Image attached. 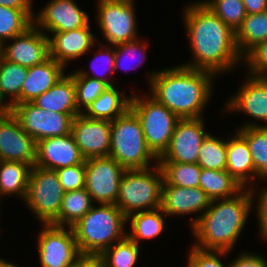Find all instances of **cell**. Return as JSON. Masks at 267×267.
<instances>
[{"label": "cell", "mask_w": 267, "mask_h": 267, "mask_svg": "<svg viewBox=\"0 0 267 267\" xmlns=\"http://www.w3.org/2000/svg\"><path fill=\"white\" fill-rule=\"evenodd\" d=\"M183 9L193 61L181 65L217 76L243 63L235 43V32L216 14L201 1L191 2Z\"/></svg>", "instance_id": "1"}, {"label": "cell", "mask_w": 267, "mask_h": 267, "mask_svg": "<svg viewBox=\"0 0 267 267\" xmlns=\"http://www.w3.org/2000/svg\"><path fill=\"white\" fill-rule=\"evenodd\" d=\"M215 75L183 65L148 74L149 95L180 119L204 117Z\"/></svg>", "instance_id": "2"}, {"label": "cell", "mask_w": 267, "mask_h": 267, "mask_svg": "<svg viewBox=\"0 0 267 267\" xmlns=\"http://www.w3.org/2000/svg\"><path fill=\"white\" fill-rule=\"evenodd\" d=\"M254 196L256 190L244 188L231 198L212 200L202 215L190 219L196 239L192 245L202 250L232 252L247 224L250 210L255 208Z\"/></svg>", "instance_id": "3"}, {"label": "cell", "mask_w": 267, "mask_h": 267, "mask_svg": "<svg viewBox=\"0 0 267 267\" xmlns=\"http://www.w3.org/2000/svg\"><path fill=\"white\" fill-rule=\"evenodd\" d=\"M127 217L115 204H95L72 226L81 254H98L126 236Z\"/></svg>", "instance_id": "4"}, {"label": "cell", "mask_w": 267, "mask_h": 267, "mask_svg": "<svg viewBox=\"0 0 267 267\" xmlns=\"http://www.w3.org/2000/svg\"><path fill=\"white\" fill-rule=\"evenodd\" d=\"M111 122L109 157L125 170L147 169L158 159L147 147L140 120L129 108Z\"/></svg>", "instance_id": "5"}, {"label": "cell", "mask_w": 267, "mask_h": 267, "mask_svg": "<svg viewBox=\"0 0 267 267\" xmlns=\"http://www.w3.org/2000/svg\"><path fill=\"white\" fill-rule=\"evenodd\" d=\"M164 178L158 163L147 169L125 170L115 205L129 215L160 208Z\"/></svg>", "instance_id": "6"}, {"label": "cell", "mask_w": 267, "mask_h": 267, "mask_svg": "<svg viewBox=\"0 0 267 267\" xmlns=\"http://www.w3.org/2000/svg\"><path fill=\"white\" fill-rule=\"evenodd\" d=\"M130 109L140 120L147 147L159 159L167 150L180 118L150 95H131Z\"/></svg>", "instance_id": "7"}, {"label": "cell", "mask_w": 267, "mask_h": 267, "mask_svg": "<svg viewBox=\"0 0 267 267\" xmlns=\"http://www.w3.org/2000/svg\"><path fill=\"white\" fill-rule=\"evenodd\" d=\"M64 194L55 170L32 167L24 202L41 224H51L59 216Z\"/></svg>", "instance_id": "8"}, {"label": "cell", "mask_w": 267, "mask_h": 267, "mask_svg": "<svg viewBox=\"0 0 267 267\" xmlns=\"http://www.w3.org/2000/svg\"><path fill=\"white\" fill-rule=\"evenodd\" d=\"M134 3L133 0H98L96 23L108 45L139 38Z\"/></svg>", "instance_id": "9"}, {"label": "cell", "mask_w": 267, "mask_h": 267, "mask_svg": "<svg viewBox=\"0 0 267 267\" xmlns=\"http://www.w3.org/2000/svg\"><path fill=\"white\" fill-rule=\"evenodd\" d=\"M11 113L36 142L71 134L74 119L71 114L45 111L33 102L12 105Z\"/></svg>", "instance_id": "10"}, {"label": "cell", "mask_w": 267, "mask_h": 267, "mask_svg": "<svg viewBox=\"0 0 267 267\" xmlns=\"http://www.w3.org/2000/svg\"><path fill=\"white\" fill-rule=\"evenodd\" d=\"M41 225L37 235L41 267H67L81 254L72 227Z\"/></svg>", "instance_id": "11"}, {"label": "cell", "mask_w": 267, "mask_h": 267, "mask_svg": "<svg viewBox=\"0 0 267 267\" xmlns=\"http://www.w3.org/2000/svg\"><path fill=\"white\" fill-rule=\"evenodd\" d=\"M125 169L111 157L85 160V189L93 202L115 204Z\"/></svg>", "instance_id": "12"}, {"label": "cell", "mask_w": 267, "mask_h": 267, "mask_svg": "<svg viewBox=\"0 0 267 267\" xmlns=\"http://www.w3.org/2000/svg\"><path fill=\"white\" fill-rule=\"evenodd\" d=\"M205 123L204 117L180 119L158 162L197 163L200 146L210 134Z\"/></svg>", "instance_id": "13"}, {"label": "cell", "mask_w": 267, "mask_h": 267, "mask_svg": "<svg viewBox=\"0 0 267 267\" xmlns=\"http://www.w3.org/2000/svg\"><path fill=\"white\" fill-rule=\"evenodd\" d=\"M246 75L239 91L227 101L226 112H241L257 121H264L261 125L257 121L256 123L246 122L238 128L267 127V124L265 125V122L267 123V77Z\"/></svg>", "instance_id": "14"}, {"label": "cell", "mask_w": 267, "mask_h": 267, "mask_svg": "<svg viewBox=\"0 0 267 267\" xmlns=\"http://www.w3.org/2000/svg\"><path fill=\"white\" fill-rule=\"evenodd\" d=\"M10 41L2 44L3 58L9 62L30 68L50 57L49 37L34 24Z\"/></svg>", "instance_id": "15"}, {"label": "cell", "mask_w": 267, "mask_h": 267, "mask_svg": "<svg viewBox=\"0 0 267 267\" xmlns=\"http://www.w3.org/2000/svg\"><path fill=\"white\" fill-rule=\"evenodd\" d=\"M71 134L85 160L109 157L111 134L109 120L92 119L81 113L73 119Z\"/></svg>", "instance_id": "16"}, {"label": "cell", "mask_w": 267, "mask_h": 267, "mask_svg": "<svg viewBox=\"0 0 267 267\" xmlns=\"http://www.w3.org/2000/svg\"><path fill=\"white\" fill-rule=\"evenodd\" d=\"M89 19L87 12L74 0H50L34 14L33 24L47 34L84 27L90 23Z\"/></svg>", "instance_id": "17"}, {"label": "cell", "mask_w": 267, "mask_h": 267, "mask_svg": "<svg viewBox=\"0 0 267 267\" xmlns=\"http://www.w3.org/2000/svg\"><path fill=\"white\" fill-rule=\"evenodd\" d=\"M37 142L28 135L12 113L0 115V160L36 162Z\"/></svg>", "instance_id": "18"}, {"label": "cell", "mask_w": 267, "mask_h": 267, "mask_svg": "<svg viewBox=\"0 0 267 267\" xmlns=\"http://www.w3.org/2000/svg\"><path fill=\"white\" fill-rule=\"evenodd\" d=\"M90 24L65 32L47 33L49 37L50 57L65 68L70 61L88 54L96 45V35ZM51 35V36H50Z\"/></svg>", "instance_id": "19"}, {"label": "cell", "mask_w": 267, "mask_h": 267, "mask_svg": "<svg viewBox=\"0 0 267 267\" xmlns=\"http://www.w3.org/2000/svg\"><path fill=\"white\" fill-rule=\"evenodd\" d=\"M84 161L72 134L46 138L37 142L35 166L58 170Z\"/></svg>", "instance_id": "20"}, {"label": "cell", "mask_w": 267, "mask_h": 267, "mask_svg": "<svg viewBox=\"0 0 267 267\" xmlns=\"http://www.w3.org/2000/svg\"><path fill=\"white\" fill-rule=\"evenodd\" d=\"M211 201L200 187L186 188L163 182L161 209L169 217L199 212L202 215L210 207Z\"/></svg>", "instance_id": "21"}, {"label": "cell", "mask_w": 267, "mask_h": 267, "mask_svg": "<svg viewBox=\"0 0 267 267\" xmlns=\"http://www.w3.org/2000/svg\"><path fill=\"white\" fill-rule=\"evenodd\" d=\"M231 139H227L226 171L243 188L257 190L258 183L263 179L255 172L254 163L246 140L235 130ZM256 188V189H255Z\"/></svg>", "instance_id": "22"}, {"label": "cell", "mask_w": 267, "mask_h": 267, "mask_svg": "<svg viewBox=\"0 0 267 267\" xmlns=\"http://www.w3.org/2000/svg\"><path fill=\"white\" fill-rule=\"evenodd\" d=\"M66 69L49 57L43 63L28 68L20 98L13 104L33 102L38 96L53 87L65 74Z\"/></svg>", "instance_id": "23"}, {"label": "cell", "mask_w": 267, "mask_h": 267, "mask_svg": "<svg viewBox=\"0 0 267 267\" xmlns=\"http://www.w3.org/2000/svg\"><path fill=\"white\" fill-rule=\"evenodd\" d=\"M33 103L45 111L68 113L74 117L81 114L77 109L75 84L70 74H64L53 87L38 96Z\"/></svg>", "instance_id": "24"}, {"label": "cell", "mask_w": 267, "mask_h": 267, "mask_svg": "<svg viewBox=\"0 0 267 267\" xmlns=\"http://www.w3.org/2000/svg\"><path fill=\"white\" fill-rule=\"evenodd\" d=\"M130 101L131 96L122 93L114 84L94 100L82 114L92 119L112 121L130 108Z\"/></svg>", "instance_id": "25"}, {"label": "cell", "mask_w": 267, "mask_h": 267, "mask_svg": "<svg viewBox=\"0 0 267 267\" xmlns=\"http://www.w3.org/2000/svg\"><path fill=\"white\" fill-rule=\"evenodd\" d=\"M164 216L167 215L161 207L133 213L127 217V224L130 222L131 231H127L126 235L138 245L141 240L157 238L163 234L166 226Z\"/></svg>", "instance_id": "26"}, {"label": "cell", "mask_w": 267, "mask_h": 267, "mask_svg": "<svg viewBox=\"0 0 267 267\" xmlns=\"http://www.w3.org/2000/svg\"><path fill=\"white\" fill-rule=\"evenodd\" d=\"M32 167L24 162L0 160V197L14 194L24 201Z\"/></svg>", "instance_id": "27"}, {"label": "cell", "mask_w": 267, "mask_h": 267, "mask_svg": "<svg viewBox=\"0 0 267 267\" xmlns=\"http://www.w3.org/2000/svg\"><path fill=\"white\" fill-rule=\"evenodd\" d=\"M199 187L211 200L227 199L244 188L226 170L201 168Z\"/></svg>", "instance_id": "28"}, {"label": "cell", "mask_w": 267, "mask_h": 267, "mask_svg": "<svg viewBox=\"0 0 267 267\" xmlns=\"http://www.w3.org/2000/svg\"><path fill=\"white\" fill-rule=\"evenodd\" d=\"M267 40V11L247 14L235 33V43L242 58L256 45Z\"/></svg>", "instance_id": "29"}, {"label": "cell", "mask_w": 267, "mask_h": 267, "mask_svg": "<svg viewBox=\"0 0 267 267\" xmlns=\"http://www.w3.org/2000/svg\"><path fill=\"white\" fill-rule=\"evenodd\" d=\"M94 205L85 188L65 192L59 216L51 223L57 226L72 227Z\"/></svg>", "instance_id": "30"}, {"label": "cell", "mask_w": 267, "mask_h": 267, "mask_svg": "<svg viewBox=\"0 0 267 267\" xmlns=\"http://www.w3.org/2000/svg\"><path fill=\"white\" fill-rule=\"evenodd\" d=\"M27 73V67L9 62L3 57L0 60V95L10 107L20 98ZM7 97H10L9 101Z\"/></svg>", "instance_id": "31"}, {"label": "cell", "mask_w": 267, "mask_h": 267, "mask_svg": "<svg viewBox=\"0 0 267 267\" xmlns=\"http://www.w3.org/2000/svg\"><path fill=\"white\" fill-rule=\"evenodd\" d=\"M247 142L255 172L267 181V127H246L236 130Z\"/></svg>", "instance_id": "32"}, {"label": "cell", "mask_w": 267, "mask_h": 267, "mask_svg": "<svg viewBox=\"0 0 267 267\" xmlns=\"http://www.w3.org/2000/svg\"><path fill=\"white\" fill-rule=\"evenodd\" d=\"M139 246L127 235L104 250L99 256L102 267H134L140 257Z\"/></svg>", "instance_id": "33"}, {"label": "cell", "mask_w": 267, "mask_h": 267, "mask_svg": "<svg viewBox=\"0 0 267 267\" xmlns=\"http://www.w3.org/2000/svg\"><path fill=\"white\" fill-rule=\"evenodd\" d=\"M34 10H20L0 5V42L11 40L33 24Z\"/></svg>", "instance_id": "34"}, {"label": "cell", "mask_w": 267, "mask_h": 267, "mask_svg": "<svg viewBox=\"0 0 267 267\" xmlns=\"http://www.w3.org/2000/svg\"><path fill=\"white\" fill-rule=\"evenodd\" d=\"M164 181L186 188L199 187L201 167L197 163L158 162Z\"/></svg>", "instance_id": "35"}, {"label": "cell", "mask_w": 267, "mask_h": 267, "mask_svg": "<svg viewBox=\"0 0 267 267\" xmlns=\"http://www.w3.org/2000/svg\"><path fill=\"white\" fill-rule=\"evenodd\" d=\"M227 140L209 134L198 151L197 164L201 168L226 170Z\"/></svg>", "instance_id": "36"}, {"label": "cell", "mask_w": 267, "mask_h": 267, "mask_svg": "<svg viewBox=\"0 0 267 267\" xmlns=\"http://www.w3.org/2000/svg\"><path fill=\"white\" fill-rule=\"evenodd\" d=\"M102 42H98L97 44H99L100 48L99 50H96V53H94L93 55V61L91 62V66H90V70L93 71V75H91L92 73H89L88 70H75L71 73H69L71 76H86L89 78H93V79H97V80H101L105 83H107L109 86H113L114 82L112 83L113 80H110V78L108 79L106 76V73L111 74L115 73L114 72V67H115V50H114V46L112 45H105V49L104 47H102ZM104 50H103V49ZM103 62V64H99ZM99 64V65H98ZM100 66V67H98ZM102 66V68H101ZM105 67V68H104ZM104 70V71H103ZM103 72V73H102ZM98 73H100L98 75Z\"/></svg>", "instance_id": "37"}, {"label": "cell", "mask_w": 267, "mask_h": 267, "mask_svg": "<svg viewBox=\"0 0 267 267\" xmlns=\"http://www.w3.org/2000/svg\"><path fill=\"white\" fill-rule=\"evenodd\" d=\"M201 2L235 33L247 15L242 0H201Z\"/></svg>", "instance_id": "38"}, {"label": "cell", "mask_w": 267, "mask_h": 267, "mask_svg": "<svg viewBox=\"0 0 267 267\" xmlns=\"http://www.w3.org/2000/svg\"><path fill=\"white\" fill-rule=\"evenodd\" d=\"M139 39L140 38L134 41L121 43V44L114 46V50H115L114 72L118 71V69L128 71L133 68L135 70V68L137 69L140 65L146 62L148 46H147L146 40L145 42H143ZM130 61L136 64L135 65L132 64L133 65L132 66Z\"/></svg>", "instance_id": "39"}, {"label": "cell", "mask_w": 267, "mask_h": 267, "mask_svg": "<svg viewBox=\"0 0 267 267\" xmlns=\"http://www.w3.org/2000/svg\"><path fill=\"white\" fill-rule=\"evenodd\" d=\"M72 77L75 84L76 105L80 113H83L109 87L101 80L86 76Z\"/></svg>", "instance_id": "40"}, {"label": "cell", "mask_w": 267, "mask_h": 267, "mask_svg": "<svg viewBox=\"0 0 267 267\" xmlns=\"http://www.w3.org/2000/svg\"><path fill=\"white\" fill-rule=\"evenodd\" d=\"M230 252L202 250L191 245L188 254L187 267H229L223 264L220 258H225Z\"/></svg>", "instance_id": "41"}, {"label": "cell", "mask_w": 267, "mask_h": 267, "mask_svg": "<svg viewBox=\"0 0 267 267\" xmlns=\"http://www.w3.org/2000/svg\"><path fill=\"white\" fill-rule=\"evenodd\" d=\"M243 60L248 66L247 72L249 75L267 77V40L252 48L243 57Z\"/></svg>", "instance_id": "42"}, {"label": "cell", "mask_w": 267, "mask_h": 267, "mask_svg": "<svg viewBox=\"0 0 267 267\" xmlns=\"http://www.w3.org/2000/svg\"><path fill=\"white\" fill-rule=\"evenodd\" d=\"M65 192L85 187V161L70 167L55 170Z\"/></svg>", "instance_id": "43"}, {"label": "cell", "mask_w": 267, "mask_h": 267, "mask_svg": "<svg viewBox=\"0 0 267 267\" xmlns=\"http://www.w3.org/2000/svg\"><path fill=\"white\" fill-rule=\"evenodd\" d=\"M255 198L257 203H255L256 217L258 219L259 233L263 240L267 242V186L260 189V192L256 190Z\"/></svg>", "instance_id": "44"}, {"label": "cell", "mask_w": 267, "mask_h": 267, "mask_svg": "<svg viewBox=\"0 0 267 267\" xmlns=\"http://www.w3.org/2000/svg\"><path fill=\"white\" fill-rule=\"evenodd\" d=\"M236 257L229 262V267H267L266 258L254 252H241Z\"/></svg>", "instance_id": "45"}, {"label": "cell", "mask_w": 267, "mask_h": 267, "mask_svg": "<svg viewBox=\"0 0 267 267\" xmlns=\"http://www.w3.org/2000/svg\"><path fill=\"white\" fill-rule=\"evenodd\" d=\"M67 267H102V262L98 254H80Z\"/></svg>", "instance_id": "46"}, {"label": "cell", "mask_w": 267, "mask_h": 267, "mask_svg": "<svg viewBox=\"0 0 267 267\" xmlns=\"http://www.w3.org/2000/svg\"><path fill=\"white\" fill-rule=\"evenodd\" d=\"M247 14L267 11V0H242Z\"/></svg>", "instance_id": "47"}, {"label": "cell", "mask_w": 267, "mask_h": 267, "mask_svg": "<svg viewBox=\"0 0 267 267\" xmlns=\"http://www.w3.org/2000/svg\"><path fill=\"white\" fill-rule=\"evenodd\" d=\"M32 4L33 0H0L1 6L20 10H32Z\"/></svg>", "instance_id": "48"}, {"label": "cell", "mask_w": 267, "mask_h": 267, "mask_svg": "<svg viewBox=\"0 0 267 267\" xmlns=\"http://www.w3.org/2000/svg\"><path fill=\"white\" fill-rule=\"evenodd\" d=\"M9 113H11V107L0 95V115H6Z\"/></svg>", "instance_id": "49"}, {"label": "cell", "mask_w": 267, "mask_h": 267, "mask_svg": "<svg viewBox=\"0 0 267 267\" xmlns=\"http://www.w3.org/2000/svg\"><path fill=\"white\" fill-rule=\"evenodd\" d=\"M0 267H18L12 262L5 261L4 259L0 258Z\"/></svg>", "instance_id": "50"}, {"label": "cell", "mask_w": 267, "mask_h": 267, "mask_svg": "<svg viewBox=\"0 0 267 267\" xmlns=\"http://www.w3.org/2000/svg\"><path fill=\"white\" fill-rule=\"evenodd\" d=\"M3 57L2 43L0 42V60Z\"/></svg>", "instance_id": "51"}]
</instances>
